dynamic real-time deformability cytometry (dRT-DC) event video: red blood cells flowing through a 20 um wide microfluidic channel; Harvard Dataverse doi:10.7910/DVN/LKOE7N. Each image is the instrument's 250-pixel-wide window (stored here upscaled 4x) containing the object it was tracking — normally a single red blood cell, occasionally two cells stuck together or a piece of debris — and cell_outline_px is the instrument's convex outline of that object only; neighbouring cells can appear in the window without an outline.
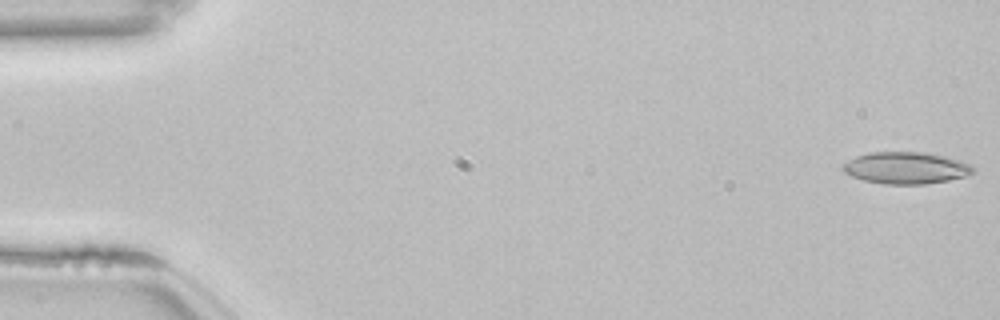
{"species": "common noctule bat (a hibernating species)", "species_latin": "Nyctalus noctula", "temperature_condition": "room temperature", "stored_images_in_passage": 53, "camera_frame_rate_fps": 3000, "um_per_image_px": 0.085, "animal": {"sex": "female", "body_mass_g": 22.7, "forearm_length_mm": 54.2}, "frame": {"image": 1, "passage_image": 1, "time_ms": 0.0, "image_size_px": [1000, 320], "cell_outline_px": [[976, 172], [968, 176], [948, 180], [924, 184], [884, 184], [864, 180], [852, 176], [844, 172], [840, 168], [840, 164], [856, 156], [868, 152], [924, 152], [948, 156], [972, 164]], "centroid_in_image_um": [77.02, 14.26], "position_along_channel_um": 8.0, "area_um2": 24.57}}
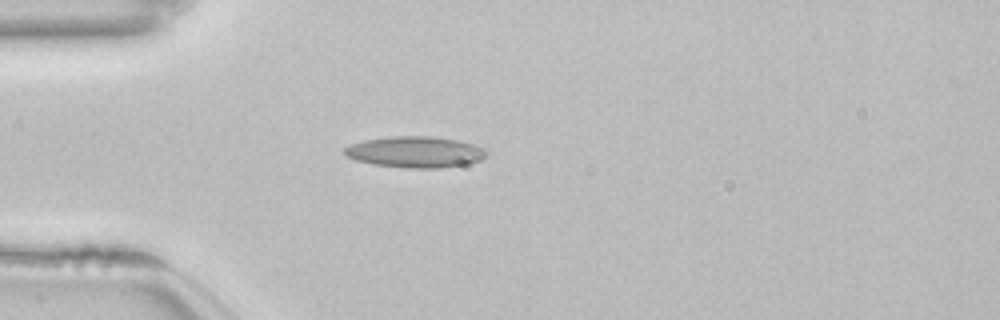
{"frame": {"image": 2, "passage_image": 15, "time_ms": 4.667, "image_size_px": [1000, 320], "cell_outline_px": [[488, 152], [480, 160], [468, 164], [440, 168], [408, 168], [372, 164], [356, 160], [348, 156], [344, 152], [344, 148], [352, 144], [364, 140], [392, 136], [432, 136], [456, 140], [488, 148]], "centroid_in_image_um": [35.33, 12.92], "position_along_channel_um": 49.7, "area_um2": 25.78}}
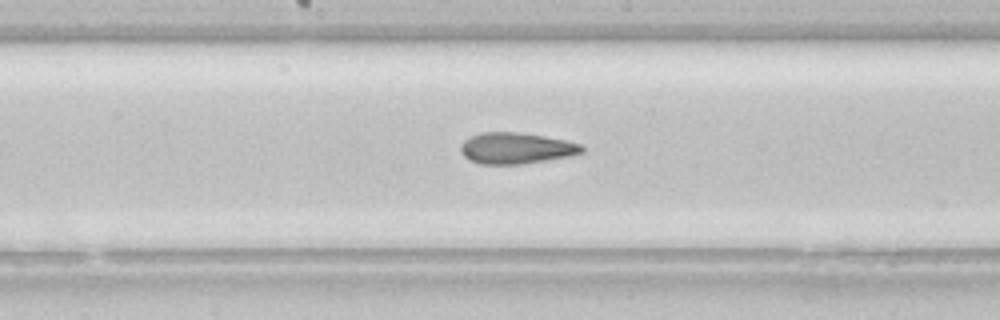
{"frame": {"image": 3, "passage_image": 28, "time_ms": 9.0, "image_size_px": [1000, 320], "cell_outline_px": [[584, 152], [572, 156], [524, 164], [480, 164], [468, 160], [460, 152], [460, 144], [464, 140], [480, 132], [520, 132], [544, 136], [564, 140], [580, 144], [584, 148]], "centroid_in_image_um": [43.85, 12.6], "position_along_channel_um": 204.3, "area_um2": 22.25}, "authors_computed_cell_mechanics": {"area_um2": 23.12, "velocity_mm_per_s": 3.8594, "shape_relaxation_time_tau1_ms": 8.958, "shape_relaxation_time_tau2_ms": 2.4226, "deformation_change_tau1": 0.2022, "deformation_change_tau2": 0.1018}}